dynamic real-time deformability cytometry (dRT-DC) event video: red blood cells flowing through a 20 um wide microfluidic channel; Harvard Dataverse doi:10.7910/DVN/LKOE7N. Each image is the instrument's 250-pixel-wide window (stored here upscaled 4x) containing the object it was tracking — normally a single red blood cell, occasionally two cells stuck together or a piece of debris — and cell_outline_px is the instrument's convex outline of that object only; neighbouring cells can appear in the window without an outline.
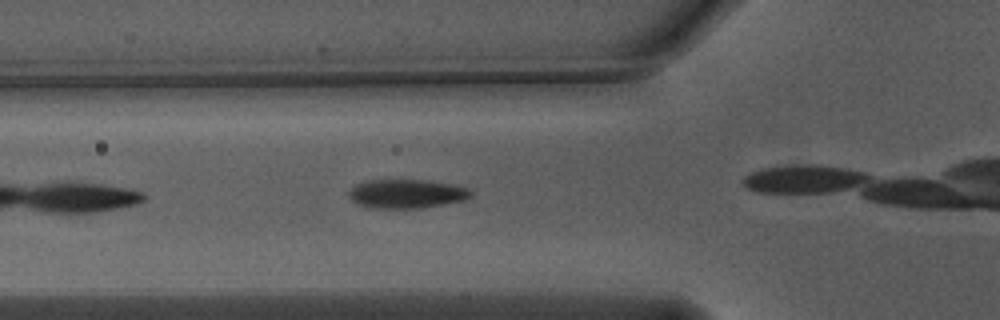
{"species": "Egyptian fruit bat (a non-hibernating species)", "species_latin": "Rousettus aegyptiacus", "temperature_condition": "warm", "stored_images_in_passage": 9, "camera_frame_rate_fps": 3000, "um_per_image_px": 0.085, "animal": {"sex": "male"}, "frame": {"image": 1, "passage_image": 4, "time_ms": 1.0, "image_size_px": [1000, 320], "cell_outline_px": [[472, 196], [464, 200], [424, 208], [368, 208], [352, 200], [348, 196], [348, 192], [356, 184], [368, 180], [428, 180], [452, 184], [468, 188], [472, 192]], "centroid_in_image_um": [34.57, 16.47], "position_along_channel_um": 91.2, "area_um2": 20.63}}
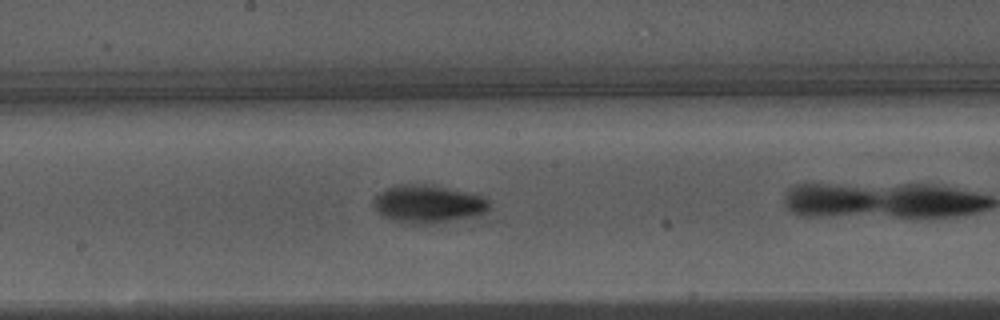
{"frame": {"image": 2, "passage_image": 8, "time_ms": 2.333, "image_size_px": [1000, 320], "cell_outline_px": [[488, 208], [484, 212], [468, 216], [428, 224], [408, 224], [392, 220], [384, 216], [376, 208], [376, 196], [380, 192], [396, 184], [424, 184], [444, 188], [480, 196], [488, 200]], "centroid_in_image_um": [36.32, 17.33], "position_along_channel_um": 211.9, "area_um2": 24.45}}